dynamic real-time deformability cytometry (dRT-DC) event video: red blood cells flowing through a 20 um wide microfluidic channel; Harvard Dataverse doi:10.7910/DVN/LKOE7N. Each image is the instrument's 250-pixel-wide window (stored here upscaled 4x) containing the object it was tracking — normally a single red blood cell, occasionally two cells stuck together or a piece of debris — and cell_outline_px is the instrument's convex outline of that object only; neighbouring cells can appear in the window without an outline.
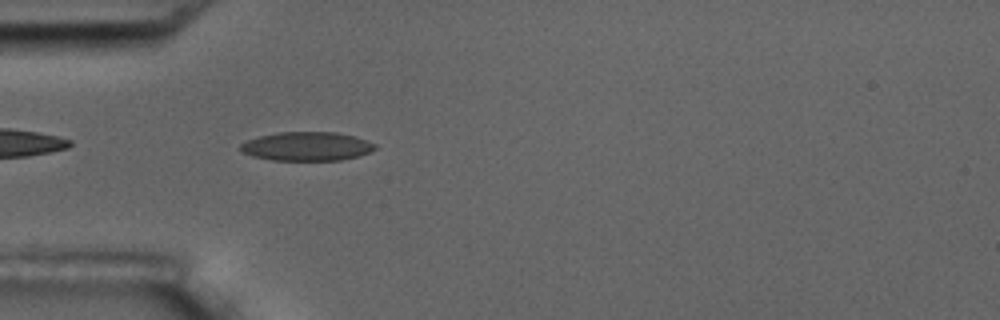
{"species": "common noctule bat (a hibernating species)", "species_latin": "Nyctalus noctula", "temperature_condition": "room temperature", "stored_images_in_passage": 5, "camera_frame_rate_fps": 3000, "um_per_image_px": 0.085, "animal": {"sex": "male", "body_mass_g": 17.5, "forearm_length_mm": 52.3}, "frame": {"image": 1, "passage_image": 5, "time_ms": 4.667, "image_size_px": [1000, 320], "cell_outline_px": [[376, 148], [368, 152], [356, 156], [340, 160], [272, 160], [252, 156], [240, 152], [240, 144], [248, 140], [260, 136], [276, 132], [336, 132], [356, 136], [376, 144]], "centroid_in_image_um": [26.05, 12.43], "position_along_channel_um": 58.9, "area_um2": 22.6}}